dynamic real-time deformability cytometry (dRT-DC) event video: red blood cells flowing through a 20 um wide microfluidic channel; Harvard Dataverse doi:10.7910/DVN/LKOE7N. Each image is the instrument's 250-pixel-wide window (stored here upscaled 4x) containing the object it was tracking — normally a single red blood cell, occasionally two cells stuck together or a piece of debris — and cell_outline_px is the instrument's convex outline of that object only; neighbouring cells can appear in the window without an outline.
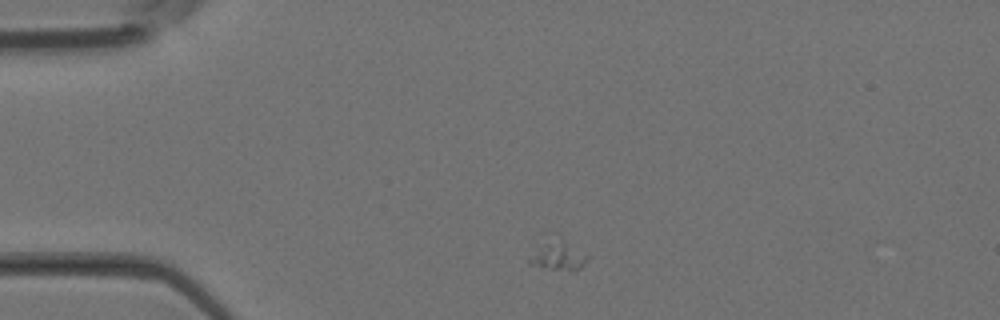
{"species": "Egyptian fruit bat (a non-hibernating species)", "species_latin": "Rousettus aegyptiacus", "temperature_condition": "room temperature", "stored_images_in_passage": 2, "camera_frame_rate_fps": 3000, "um_per_image_px": 0.085, "animal": {"sex": "female"}, "frame": {"image": 1, "passage_image": 1, "time_ms": 0.0, "image_size_px": [1000, 320], "cell_outline_px": [[588, 260], [580, 268], [572, 272], [528, 264], [528, 260], [548, 232], [552, 232], [588, 256]], "centroid_in_image_um": [47.4, 21.65], "position_along_channel_um": 37.6, "area_um2": 10.35}}